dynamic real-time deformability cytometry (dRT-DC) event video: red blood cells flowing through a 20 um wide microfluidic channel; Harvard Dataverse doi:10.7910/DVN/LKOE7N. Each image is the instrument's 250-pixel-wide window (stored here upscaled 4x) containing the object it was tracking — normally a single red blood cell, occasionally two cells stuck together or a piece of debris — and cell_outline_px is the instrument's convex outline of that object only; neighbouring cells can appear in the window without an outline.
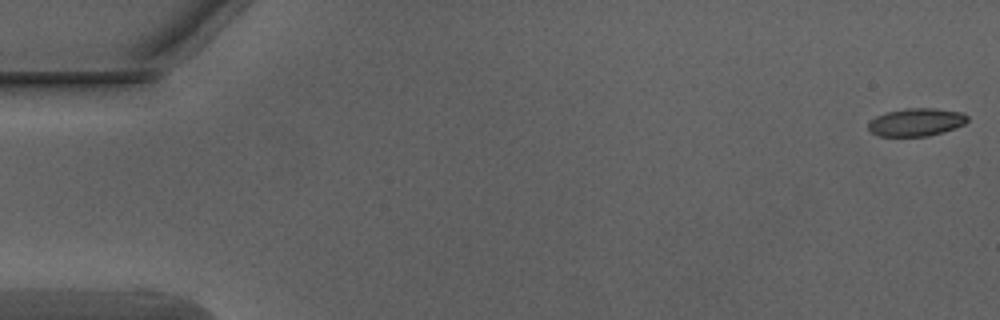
{"species": "Egyptian fruit bat (a non-hibernating species)", "species_latin": "Rousettus aegyptiacus", "temperature_condition": "warm", "stored_images_in_passage": 51, "camera_frame_rate_fps": 3000, "um_per_image_px": 0.085, "animal": {"sex": "male"}, "frame": {"image": 1, "passage_image": 1, "time_ms": 0.0, "image_size_px": [1000, 320], "cell_outline_px": [[968, 120], [964, 124], [944, 132], [928, 136], [876, 136], [868, 128], [868, 120], [884, 112], [904, 108], [936, 108], [964, 112], [968, 116]], "centroid_in_image_um": [77.86, 10.37], "position_along_channel_um": 7.1, "area_um2": 16.42}}
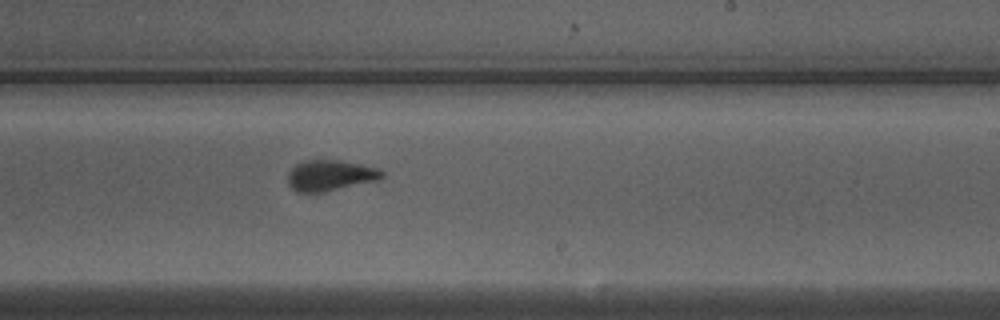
{"frame": {"image": 2, "passage_image": 31, "time_ms": 10.0, "image_size_px": [1000, 320], "cell_outline_px": [[384, 176], [380, 180], [324, 192], [296, 192], [288, 184], [288, 172], [296, 164], [304, 160], [340, 160], [380, 168], [384, 172]], "centroid_in_image_um": [28.1, 14.91], "position_along_channel_um": 260.9, "area_um2": 17.11}}
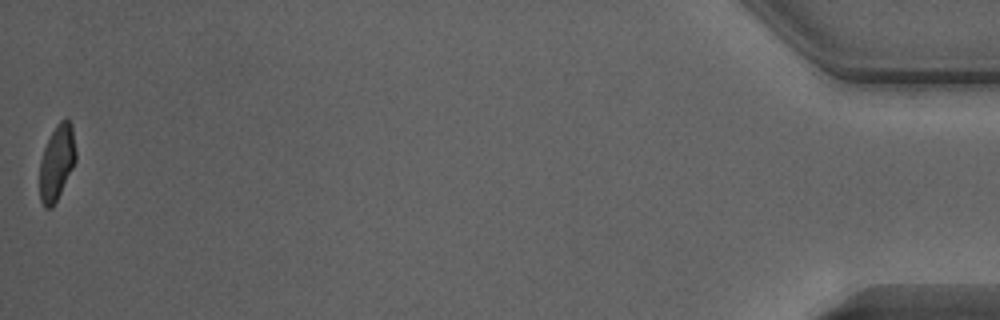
{"frame": {"image": 3, "passage_image": 51, "time_ms": 16.667, "image_size_px": [1000, 320], "cell_outline_px": [[76, 160], [52, 208], [44, 208], [40, 200], [40, 160], [44, 148], [56, 124], [60, 120], [68, 120], [72, 124], [76, 152]], "centroid_in_image_um": [4.82, 13.8], "position_along_channel_um": 430.4, "area_um2": 15.61}, "authors_computed_cell_mechanics": {"area_um2": 17.1088, "velocity_mm_per_s": 4.054, "shape_relaxation_time_tau1_ms": 5.6161, "shape_relaxation_time_tau2_ms": 0.4942, "deformation_change_tau1": 0.1829, "deformation_change_tau2": 0.0602}}